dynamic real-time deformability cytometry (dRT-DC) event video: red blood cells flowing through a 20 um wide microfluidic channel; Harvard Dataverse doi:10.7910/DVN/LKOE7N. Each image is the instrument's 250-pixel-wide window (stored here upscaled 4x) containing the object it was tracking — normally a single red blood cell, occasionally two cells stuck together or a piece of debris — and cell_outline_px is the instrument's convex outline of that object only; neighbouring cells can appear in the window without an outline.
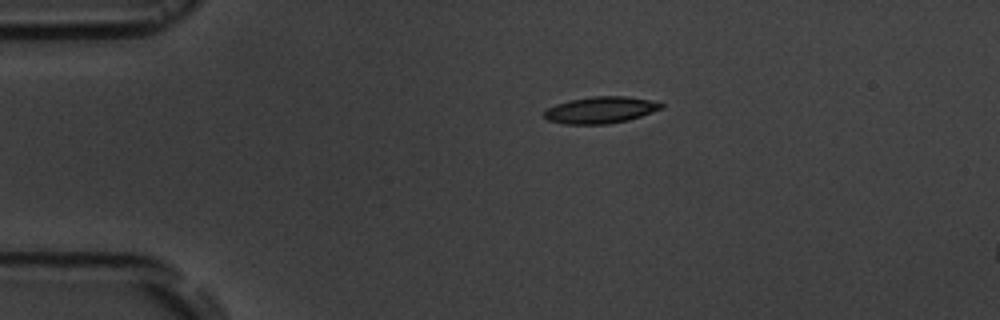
{"species": "common noctule bat (a hibernating species)", "species_latin": "Nyctalus noctula", "temperature_condition": "room temperature", "stored_images_in_passage": 3, "camera_frame_rate_fps": 3000, "um_per_image_px": 0.085, "animal": {"sex": "male", "body_mass_g": 19.5, "forearm_length_mm": 54.6}, "frame": {"image": 1, "passage_image": 1, "time_ms": 0.0, "image_size_px": [1000, 320], "cell_outline_px": [[664, 108], [628, 120], [608, 124], [564, 124], [548, 120], [544, 116], [544, 112], [548, 108], [556, 104], [572, 100], [592, 96], [628, 96], [652, 100], [664, 104]], "centroid_in_image_um": [51.08, 9.34], "position_along_channel_um": 33.9, "area_um2": 18.15}}